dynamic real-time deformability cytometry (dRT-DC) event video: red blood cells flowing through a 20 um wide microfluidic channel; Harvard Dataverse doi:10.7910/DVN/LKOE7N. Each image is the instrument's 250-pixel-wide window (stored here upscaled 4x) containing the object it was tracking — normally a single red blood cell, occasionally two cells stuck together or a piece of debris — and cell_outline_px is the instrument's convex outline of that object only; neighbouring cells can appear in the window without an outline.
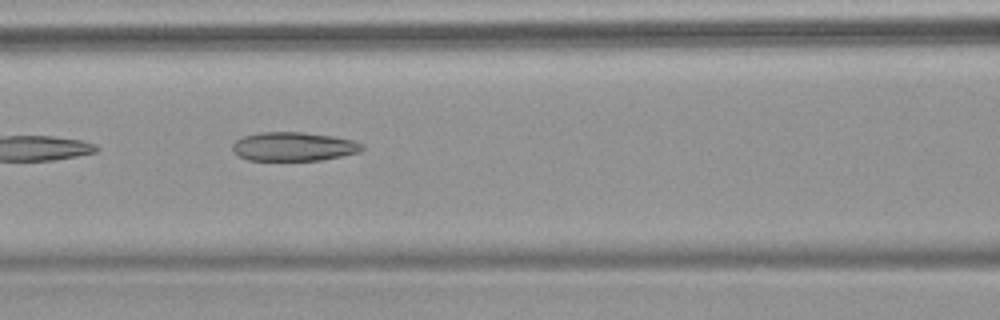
{"species": "common noctule bat (a hibernating species)", "species_latin": "Nyctalus noctula", "temperature_condition": "warm", "stored_images_in_passage": 7, "camera_frame_rate_fps": 3000, "um_per_image_px": 0.085, "animal": {"sex": "female", "body_mass_g": 18.4}, "frame": {"image": 1, "passage_image": 6, "time_ms": 6.667, "image_size_px": [1000, 320], "cell_outline_px": [[364, 148], [360, 152], [320, 160], [248, 160], [232, 152], [232, 144], [236, 140], [244, 136], [260, 132], [304, 132], [332, 136], [352, 140], [364, 144]], "centroid_in_image_um": [24.95, 12.45], "position_along_channel_um": 141.7, "area_um2": 21.79}}
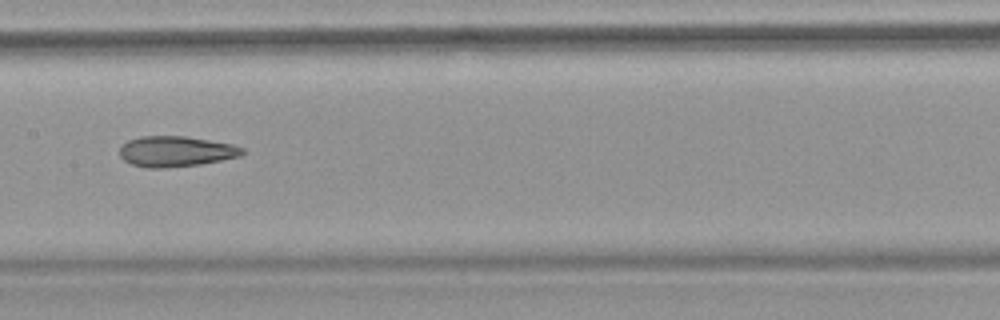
{"frame": {"image": 2, "passage_image": 7, "time_ms": 8.0, "image_size_px": [1000, 320], "cell_outline_px": [[244, 152], [240, 156], [200, 164], [164, 168], [148, 168], [132, 164], [124, 160], [120, 156], [120, 148], [128, 140], [140, 136], [184, 136], [232, 144], [244, 148]], "centroid_in_image_um": [14.93, 12.87], "position_along_channel_um": 192.5, "area_um2": 21.68}}